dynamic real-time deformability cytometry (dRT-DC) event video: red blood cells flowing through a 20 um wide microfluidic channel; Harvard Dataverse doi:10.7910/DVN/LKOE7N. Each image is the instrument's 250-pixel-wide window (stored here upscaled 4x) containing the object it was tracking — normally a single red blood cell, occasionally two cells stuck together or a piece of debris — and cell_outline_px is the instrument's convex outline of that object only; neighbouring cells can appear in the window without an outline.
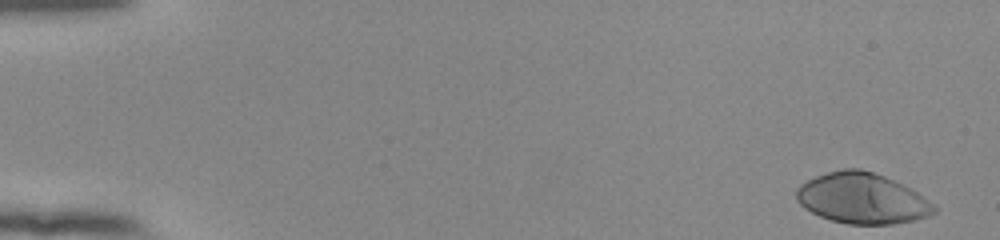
{"species": "human", "species_latin": "Homo sapiens", "temperature_condition": "room temperature", "stored_images_in_passage": 53, "camera_frame_rate_fps": 3000, "um_per_image_px": 0.085, "donor": {"sex": "female"}, "frame": {"image": 1, "passage_image": 1, "time_ms": 0.0, "image_size_px": [1000, 240], "cell_outline_px": [[936, 212], [928, 216], [916, 220], [892, 224], [848, 224], [832, 220], [820, 216], [804, 208], [796, 200], [796, 188], [800, 184], [816, 176], [828, 172], [844, 168], [860, 168], [884, 176], [916, 192], [932, 204], [936, 208]], "centroid_in_image_um": [73.24, 16.86], "position_along_channel_um": 11.8, "area_um2": 40.29}}
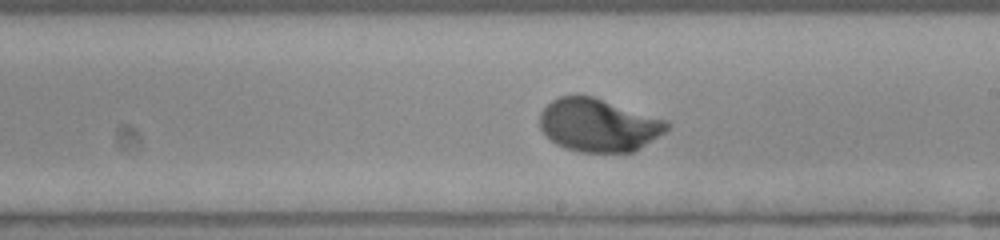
{"frame": {"image": 2, "passage_image": 31, "time_ms": 10.0, "image_size_px": [1000, 240], "cell_outline_px": [[672, 124], [664, 132], [640, 148], [632, 152], [580, 152], [564, 148], [556, 144], [540, 128], [540, 112], [552, 100], [560, 96], [592, 96], [668, 120]], "centroid_in_image_um": [50.88, 10.64], "position_along_channel_um": 238.1, "area_um2": 39.07}}
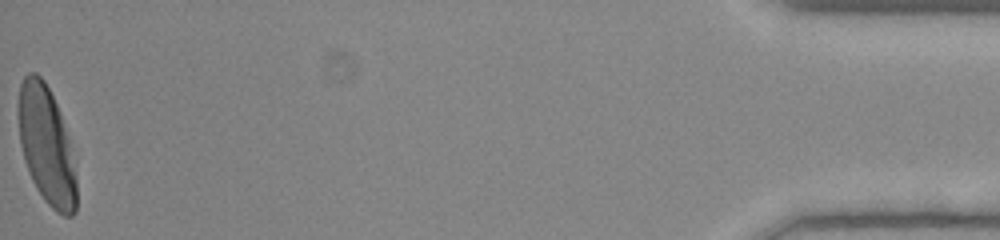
{"frame": {"image": 3, "passage_image": 53, "time_ms": 17.333, "image_size_px": [1000, 240], "cell_outline_px": [[76, 212], [72, 216], [64, 216], [56, 212], [44, 200], [36, 188], [32, 180], [24, 160], [20, 144], [16, 108], [16, 104], [20, 84], [24, 76], [28, 72], [36, 72], [44, 80], [56, 104], [68, 136], [76, 176]], "centroid_in_image_um": [3.91, 12.34], "position_along_channel_um": 431.3, "area_um2": 40.17}, "authors_computed_cell_mechanics": {"area_um2": 39.1884, "velocity_mm_per_s": 3.8518, "shape_relaxation_time_tau1_ms": 2.4614, "shape_relaxation_time_tau2_ms": null, "deformation_change_tau1": 0.1835, "deformation_change_tau2": null}}